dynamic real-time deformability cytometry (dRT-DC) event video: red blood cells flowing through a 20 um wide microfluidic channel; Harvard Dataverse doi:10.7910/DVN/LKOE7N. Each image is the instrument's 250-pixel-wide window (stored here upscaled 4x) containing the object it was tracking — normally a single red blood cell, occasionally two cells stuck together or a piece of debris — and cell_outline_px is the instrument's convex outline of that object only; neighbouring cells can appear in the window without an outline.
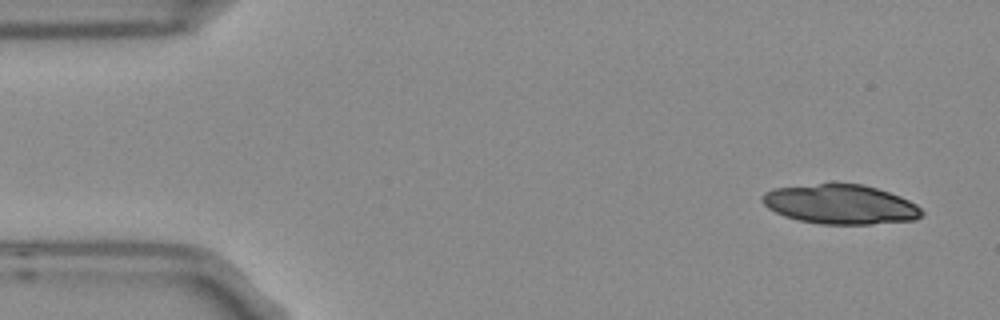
{"species": "Egyptian fruit bat (a non-hibernating species)", "species_latin": "Rousettus aegyptiacus", "temperature_condition": "room temperature", "stored_images_in_passage": 5, "camera_frame_rate_fps": 3000, "um_per_image_px": 0.085, "frame": {"image": 1, "passage_image": 1, "time_ms": 0.0, "image_size_px": [1000, 320], "cell_outline_px": [[924, 216], [916, 220], [872, 224], [820, 224], [800, 220], [784, 216], [768, 208], [764, 204], [764, 192], [772, 188], [820, 184], [864, 184], [900, 196], [916, 204], [924, 212]], "centroid_in_image_um": [71.49, 17.38], "position_along_channel_um": 13.5, "area_um2": 36.53}}
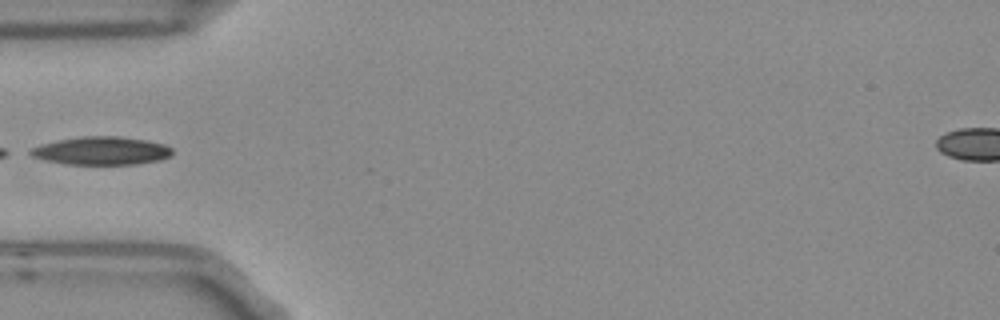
{"frame": {"image": 2, "passage_image": 5, "time_ms": 1.333, "image_size_px": [1000, 320], "cell_outline_px": [[172, 156], [160, 160], [136, 164], [64, 164], [44, 160], [32, 156], [24, 152], [40, 144], [56, 140], [80, 136], [120, 136], [144, 140], [164, 144], [172, 148]], "centroid_in_image_um": [8.58, 12.81], "position_along_channel_um": 76.4, "area_um2": 23.47}}